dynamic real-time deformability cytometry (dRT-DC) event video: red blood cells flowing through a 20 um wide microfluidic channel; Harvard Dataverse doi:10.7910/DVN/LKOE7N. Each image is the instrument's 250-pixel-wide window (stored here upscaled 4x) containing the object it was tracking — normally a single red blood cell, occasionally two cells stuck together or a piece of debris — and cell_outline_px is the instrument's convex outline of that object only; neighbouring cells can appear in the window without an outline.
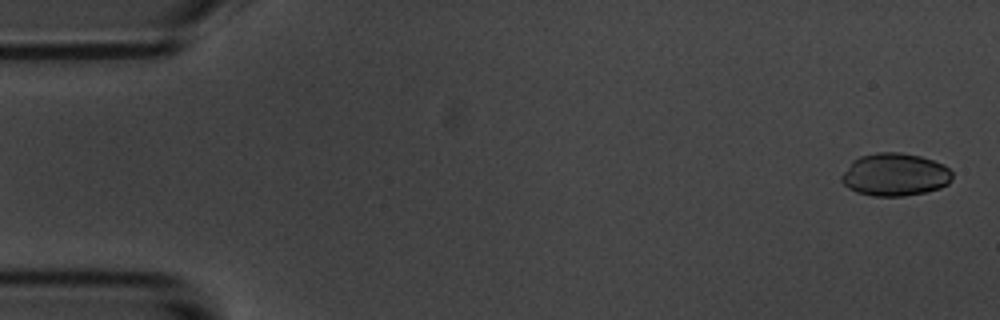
{"species": "common noctule bat (a hibernating species)", "species_latin": "Nyctalus noctula", "temperature_condition": "room temperature", "stored_images_in_passage": 56, "camera_frame_rate_fps": 3000, "um_per_image_px": 0.085, "animal": {"sex": "male", "body_mass_g": 20.1, "forearm_length_mm": 53.5}, "frame": {"image": 1, "passage_image": 2, "time_ms": 0.333, "image_size_px": [1000, 320], "cell_outline_px": [[952, 180], [948, 184], [940, 188], [924, 192], [904, 196], [872, 196], [856, 192], [848, 188], [840, 180], [840, 176], [852, 160], [860, 156], [876, 152], [900, 152], [920, 156], [944, 164], [952, 172]], "centroid_in_image_um": [76.05, 14.84], "position_along_channel_um": 9.0, "area_um2": 27.8}}
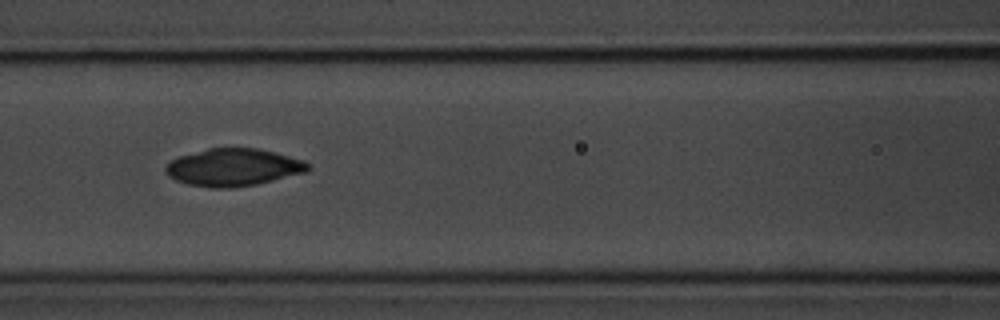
{"frame": {"image": 2, "passage_image": 24, "time_ms": 7.667, "image_size_px": [1000, 320], "cell_outline_px": [[312, 168], [308, 172], [256, 184], [232, 188], [212, 188], [188, 184], [176, 180], [168, 176], [164, 168], [168, 160], [180, 156], [208, 148], [256, 148], [304, 160]], "centroid_in_image_um": [19.82, 14.23], "position_along_channel_um": 146.8, "area_um2": 31.1}}
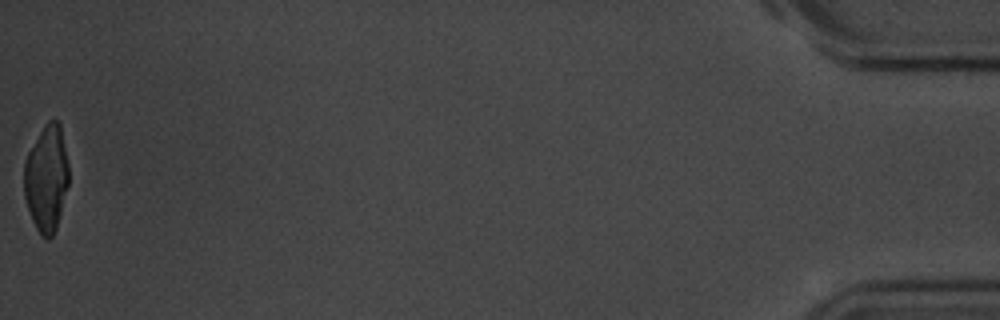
{"frame": {"image": 3, "passage_image": 56, "time_ms": 18.333, "image_size_px": [1000, 320], "cell_outline_px": [[68, 184], [56, 228], [52, 236], [48, 240], [40, 236], [32, 220], [24, 196], [24, 160], [28, 152], [44, 124], [48, 120], [56, 120], [60, 124], [68, 164]], "centroid_in_image_um": [3.93, 15.16], "position_along_channel_um": 431.3, "area_um2": 27.63}, "authors_computed_cell_mechanics": {"area_um2": 29.767, "velocity_mm_per_s": 3.6059, "shape_relaxation_time_tau1_ms": 7.527, "shape_relaxation_time_tau2_ms": 2.9574, "deformation_change_tau1": 0.1767, "deformation_change_tau2": 0.0519}}